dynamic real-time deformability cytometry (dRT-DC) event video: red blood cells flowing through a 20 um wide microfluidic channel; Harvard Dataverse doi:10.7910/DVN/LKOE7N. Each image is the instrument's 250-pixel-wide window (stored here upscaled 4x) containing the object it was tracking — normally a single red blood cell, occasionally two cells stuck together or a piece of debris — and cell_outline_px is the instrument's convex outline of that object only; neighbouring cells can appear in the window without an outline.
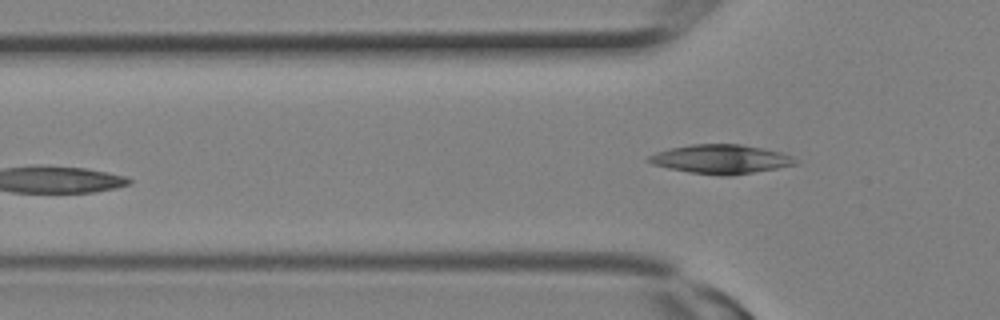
{"species": "Egyptian fruit bat (a non-hibernating species)", "species_latin": "Rousettus aegyptiacus", "temperature_condition": "room temperature", "stored_images_in_passage": 7, "camera_frame_rate_fps": 3000, "um_per_image_px": 0.085, "animal": {"sex": "female"}, "frame": {"image": 1, "passage_image": 7, "time_ms": 2.0, "image_size_px": [1000, 320], "cell_outline_px": [[800, 164], [732, 176], [720, 176], [688, 172], [668, 168], [652, 164], [644, 160], [648, 156], [656, 152], [668, 148], [692, 144], [740, 144], [780, 152], [792, 156]], "centroid_in_image_um": [61.24, 13.53], "position_along_channel_um": 64.6, "area_um2": 25.03}}